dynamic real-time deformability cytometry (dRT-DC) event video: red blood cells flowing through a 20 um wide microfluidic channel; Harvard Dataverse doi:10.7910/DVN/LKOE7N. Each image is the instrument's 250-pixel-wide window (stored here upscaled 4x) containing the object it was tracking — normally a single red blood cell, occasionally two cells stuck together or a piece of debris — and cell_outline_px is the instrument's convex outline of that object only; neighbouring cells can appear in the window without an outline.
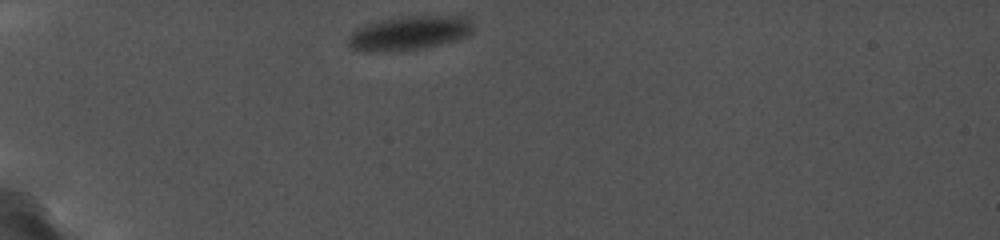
{"species": "common noctule bat (a hibernating species)", "species_latin": "Nyctalus noctula", "temperature_condition": "cold", "stored_images_in_passage": 22, "camera_frame_rate_fps": 5000, "um_per_image_px": 0.085, "animal": {"sex": "female", "body_mass_g": 19.0, "forearm_length_mm": 56.7}, "frame": {"image": 1, "passage_image": 1, "time_ms": 0.0, "image_size_px": [1000, 240], "cell_outline_px": [[472, 32], [456, 40], [428, 48], [352, 48], [348, 44], [348, 36], [356, 28], [364, 24], [380, 20], [400, 16], [468, 16], [472, 24]], "centroid_in_image_um": [34.88, 2.73], "position_along_channel_um": 50.1, "area_um2": 23.81}}
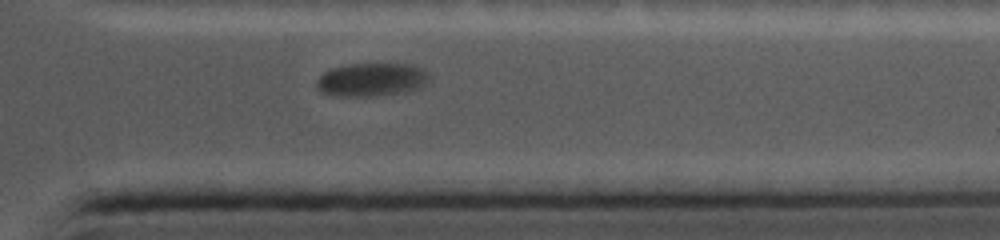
{"frame": {"image": 2, "passage_image": 18, "time_ms": 10.2, "image_size_px": [1000, 240], "cell_outline_px": [[432, 76], [424, 84], [416, 88], [404, 92], [360, 96], [348, 96], [324, 92], [316, 84], [316, 80], [324, 72], [332, 68], [348, 64], [412, 64], [428, 72]], "centroid_in_image_um": [31.62, 6.74], "position_along_channel_um": 379.8, "area_um2": 21.33}}
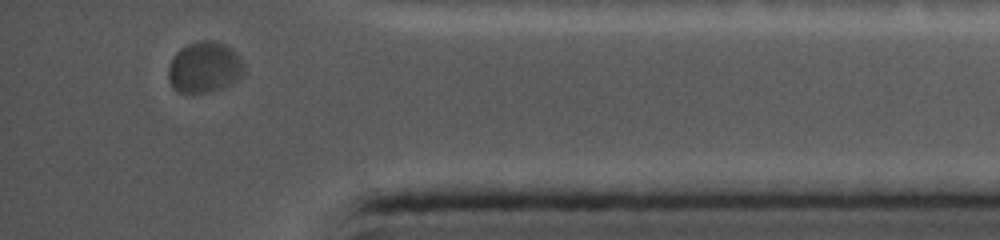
{"frame": {"image": 3, "passage_image": 21, "time_ms": 11.4, "image_size_px": [1000, 240], "cell_outline_px": [[244, 72], [236, 80], [220, 88], [204, 92], [180, 92], [172, 88], [168, 76], [168, 68], [176, 52], [180, 48], [188, 44], [204, 40], [212, 40], [224, 44], [232, 48], [244, 60]], "centroid_in_image_um": [17.39, 5.69], "position_along_channel_um": 417.8, "area_um2": 22.31}}